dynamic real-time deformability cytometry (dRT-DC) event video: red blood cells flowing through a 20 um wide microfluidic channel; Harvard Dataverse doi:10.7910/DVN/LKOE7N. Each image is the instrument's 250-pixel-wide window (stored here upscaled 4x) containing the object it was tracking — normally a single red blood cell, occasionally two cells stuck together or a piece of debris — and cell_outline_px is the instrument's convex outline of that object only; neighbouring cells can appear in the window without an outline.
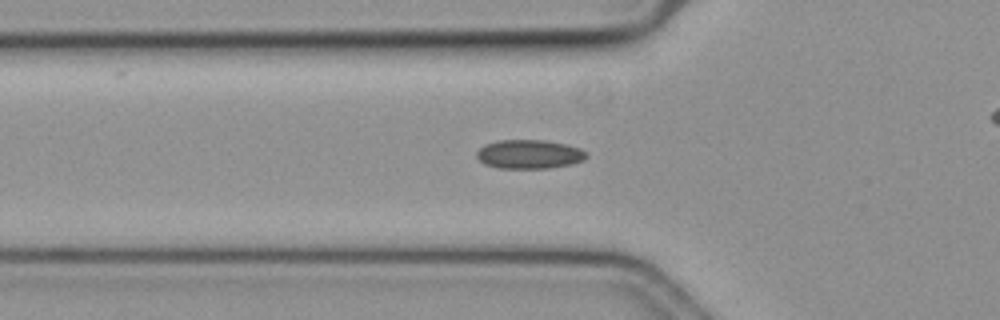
{"species": "common noctule bat (a hibernating species)", "species_latin": "Nyctalus noctula", "temperature_condition": "cold", "stored_images_in_passage": 13, "camera_frame_rate_fps": 3000, "um_per_image_px": 0.085, "animal": {"sex": "female", "body_mass_g": 19.3, "forearm_length_mm": 54.1}, "frame": {"image": 1, "passage_image": 2, "time_ms": 0.333, "image_size_px": [1000, 320], "cell_outline_px": [[588, 156], [584, 160], [572, 164], [548, 168], [500, 168], [484, 164], [476, 156], [476, 152], [484, 144], [500, 140], [544, 140], [564, 144], [580, 148], [588, 152]], "centroid_in_image_um": [45.0, 13.11], "position_along_channel_um": 80.8, "area_um2": 18.55}}